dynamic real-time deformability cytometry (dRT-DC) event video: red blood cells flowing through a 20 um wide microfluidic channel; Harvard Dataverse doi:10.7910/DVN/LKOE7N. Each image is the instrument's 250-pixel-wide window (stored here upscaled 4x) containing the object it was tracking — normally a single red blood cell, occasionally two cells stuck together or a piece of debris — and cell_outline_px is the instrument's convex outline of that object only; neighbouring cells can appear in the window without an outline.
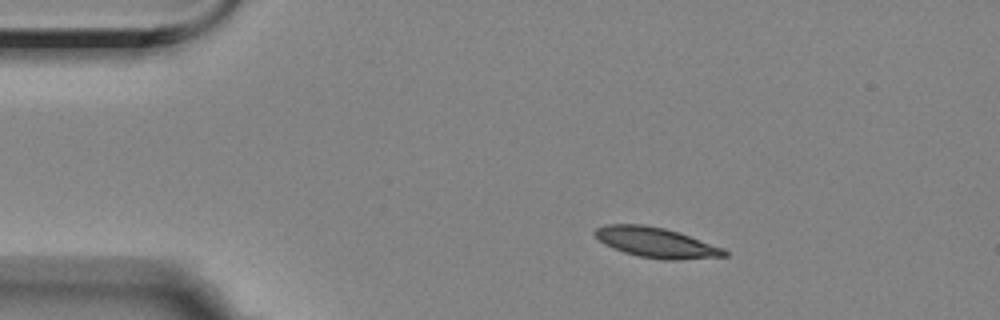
{"species": "Egyptian fruit bat (a non-hibernating species)", "species_latin": "Rousettus aegyptiacus", "temperature_condition": "room temperature", "stored_images_in_passage": 19, "camera_frame_rate_fps": 3000, "um_per_image_px": 0.085, "animal": {"sex": "female"}, "frame": {"image": 1, "passage_image": 1, "time_ms": 0.0, "image_size_px": [1000, 320], "cell_outline_px": [[728, 256], [680, 260], [664, 260], [640, 256], [624, 252], [612, 248], [604, 244], [592, 232], [596, 228], [608, 224], [644, 224], [664, 228], [724, 248], [728, 252]], "centroid_in_image_um": [55.76, 20.62], "position_along_channel_um": 29.2, "area_um2": 22.6}}
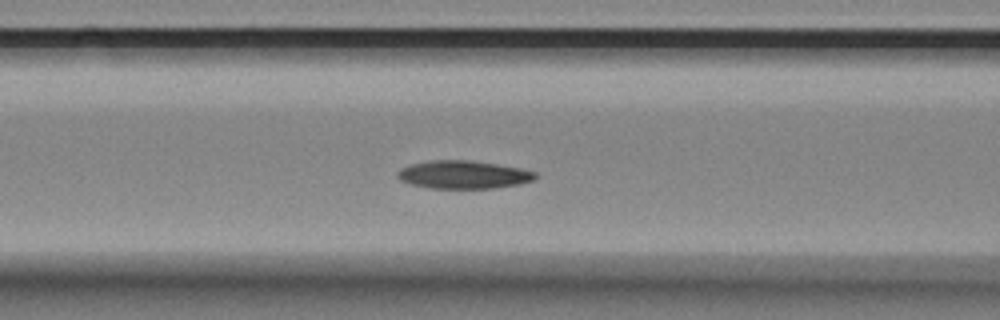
{"frame": {"image": 2, "passage_image": 14, "time_ms": 4.333, "image_size_px": [1000, 320], "cell_outline_px": [[536, 176], [532, 180], [520, 184], [496, 188], [428, 188], [412, 184], [400, 180], [396, 176], [396, 172], [400, 168], [412, 164], [432, 160], [468, 160], [496, 164], [520, 168], [536, 172]], "centroid_in_image_um": [39.36, 14.85], "position_along_channel_um": 127.2, "area_um2": 22.43}}
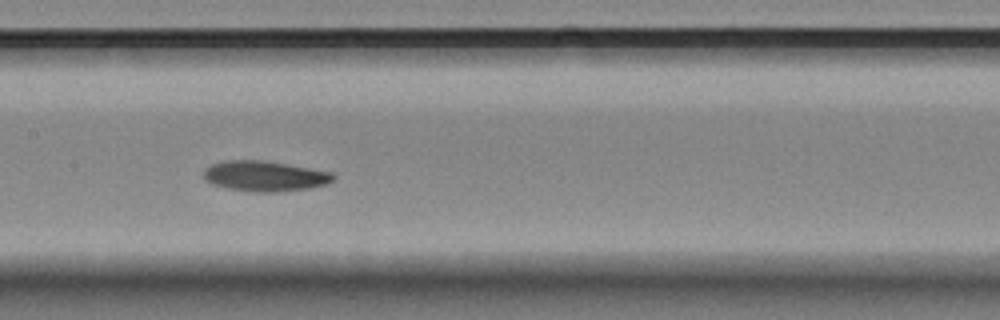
{"frame": {"image": 3, "passage_image": 19, "time_ms": 6.0, "image_size_px": [1000, 320], "cell_outline_px": [[336, 176], [328, 184], [312, 188], [276, 192], [256, 192], [228, 188], [212, 184], [204, 180], [204, 168], [212, 164], [224, 160], [264, 160], [332, 172]], "centroid_in_image_um": [22.51, 14.97], "position_along_channel_um": 184.9, "area_um2": 23.06}}